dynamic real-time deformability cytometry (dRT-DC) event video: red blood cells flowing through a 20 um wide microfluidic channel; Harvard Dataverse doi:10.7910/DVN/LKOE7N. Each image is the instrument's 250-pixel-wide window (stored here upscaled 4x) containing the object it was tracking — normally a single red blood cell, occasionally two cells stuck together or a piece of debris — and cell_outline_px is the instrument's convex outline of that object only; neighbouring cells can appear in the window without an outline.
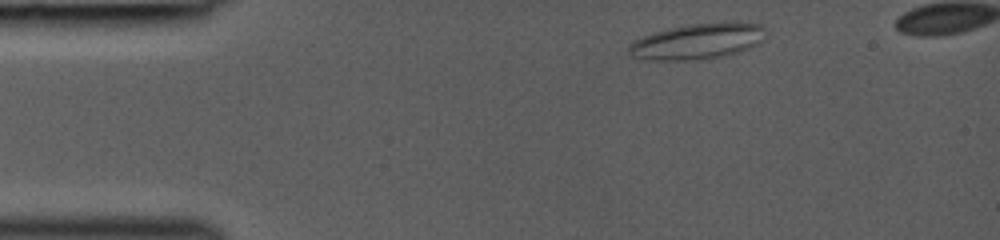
{"species": "common noctule bat (a hibernating species)", "species_latin": "Nyctalus noctula", "temperature_condition": "room temperature", "stored_images_in_passage": 39, "camera_frame_rate_fps": 3000, "um_per_image_px": 0.085, "animal": {"sex": "female", "body_mass_g": 19.0, "forearm_length_mm": 53.3}, "frame": {"image": 1, "passage_image": 1, "time_ms": 0.0, "image_size_px": [1000, 240], "cell_outline_px": [[764, 40], [760, 44], [752, 48], [740, 52], [724, 56], [684, 60], [648, 60], [628, 56], [628, 44], [644, 36], [668, 28], [696, 24], [740, 20], [764, 24]], "centroid_in_image_um": [59.37, 3.5], "position_along_channel_um": 25.6, "area_um2": 28.96}}
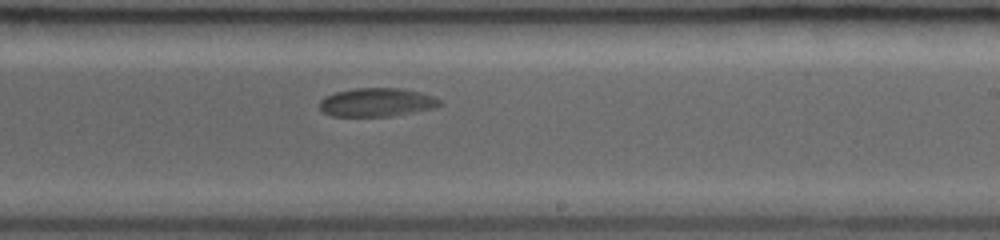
{"frame": {"image": 2, "passage_image": 22, "time_ms": 7.0, "image_size_px": [1000, 240], "cell_outline_px": [[444, 104], [436, 108], [392, 116], [332, 116], [324, 112], [320, 108], [320, 100], [324, 96], [336, 92], [356, 88], [400, 88], [420, 92], [432, 96], [440, 100]], "centroid_in_image_um": [32.05, 8.7], "position_along_channel_um": 256.9, "area_um2": 20.06}}
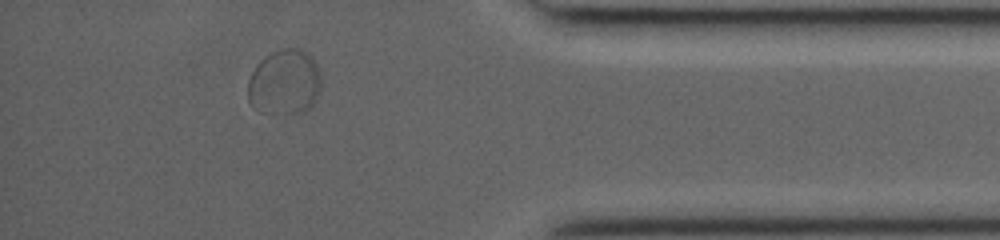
{"frame": {"image": 3, "passage_image": 34, "time_ms": 11.0, "image_size_px": [1000, 240], "cell_outline_px": [[320, 88], [312, 104], [308, 108], [300, 112], [260, 112], [248, 100], [248, 80], [256, 64], [264, 56], [280, 48], [300, 48], [316, 64], [320, 76]], "centroid_in_image_um": [24.15, 6.96], "position_along_channel_um": 411.1, "area_um2": 27.46}}